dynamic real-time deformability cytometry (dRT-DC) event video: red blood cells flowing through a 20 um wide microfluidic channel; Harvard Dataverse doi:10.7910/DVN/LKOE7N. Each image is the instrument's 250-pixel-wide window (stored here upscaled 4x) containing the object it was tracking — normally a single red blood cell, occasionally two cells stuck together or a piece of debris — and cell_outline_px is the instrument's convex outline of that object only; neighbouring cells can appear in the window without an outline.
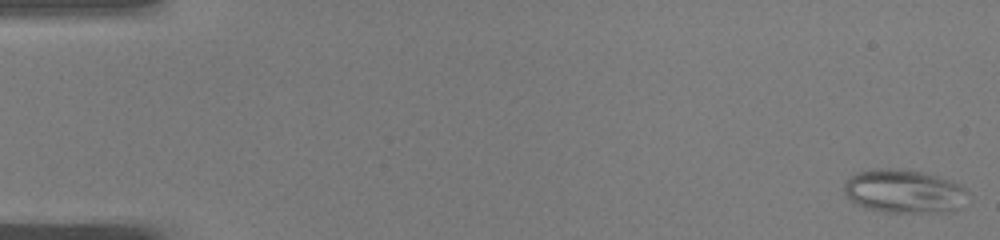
{"species": "common noctule bat (a hibernating species)", "species_latin": "Nyctalus noctula", "temperature_condition": "warm", "stored_images_in_passage": 50, "camera_frame_rate_fps": 3000, "um_per_image_px": 0.085, "animal": {"sex": "male", "body_mass_g": 19.0, "forearm_length_mm": 50.8}, "frame": {"image": 1, "passage_image": 1, "time_ms": 0.0, "image_size_px": [1000, 240], "cell_outline_px": [[968, 192], [964, 208], [944, 212], [884, 212], [864, 208], [848, 200], [844, 192], [844, 184], [856, 172], [872, 168], [900, 168], [920, 172], [952, 180], [960, 184]], "centroid_in_image_um": [76.85, 16.27], "position_along_channel_um": 8.2, "area_um2": 31.91}}
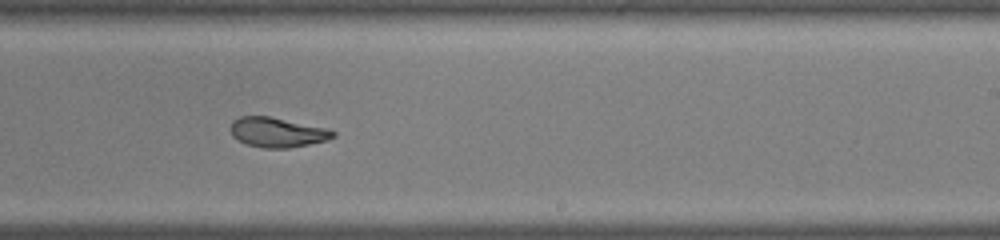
{"frame": {"image": 2, "passage_image": 31, "time_ms": 10.0, "image_size_px": [1000, 240], "cell_outline_px": [[336, 136], [324, 140], [308, 144], [288, 148], [264, 148], [248, 144], [236, 140], [232, 136], [228, 128], [232, 120], [240, 116], [268, 116], [328, 128], [336, 132]], "centroid_in_image_um": [23.51, 11.24], "position_along_channel_um": 265.5, "area_um2": 17.86}}
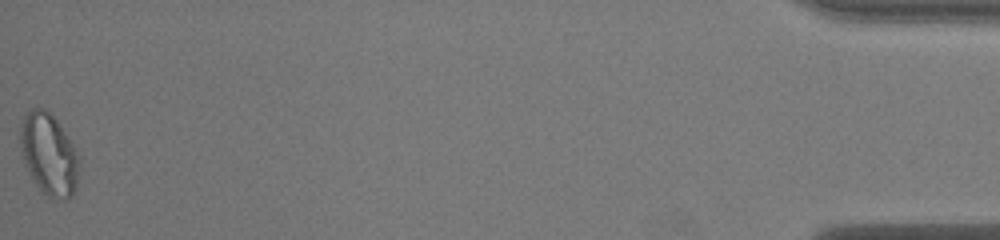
{"frame": {"image": 3, "passage_image": 50, "time_ms": 16.333, "image_size_px": [1000, 240], "cell_outline_px": [[80, 168], [76, 188], [72, 196], [64, 200], [48, 196], [36, 184], [24, 160], [20, 144], [20, 128], [24, 116], [32, 108], [44, 108], [56, 120], [80, 156]], "centroid_in_image_um": [4.19, 13.13], "position_along_channel_um": 431.0, "area_um2": 27.63}, "authors_computed_cell_mechanics": {"area_um2": 21.5016, "velocity_mm_per_s": 4.0753, "shape_relaxation_time_tau1_ms": null, "shape_relaxation_time_tau2_ms": 2.3933, "deformation_change_tau1": null, "deformation_change_tau2": 0.0878}}